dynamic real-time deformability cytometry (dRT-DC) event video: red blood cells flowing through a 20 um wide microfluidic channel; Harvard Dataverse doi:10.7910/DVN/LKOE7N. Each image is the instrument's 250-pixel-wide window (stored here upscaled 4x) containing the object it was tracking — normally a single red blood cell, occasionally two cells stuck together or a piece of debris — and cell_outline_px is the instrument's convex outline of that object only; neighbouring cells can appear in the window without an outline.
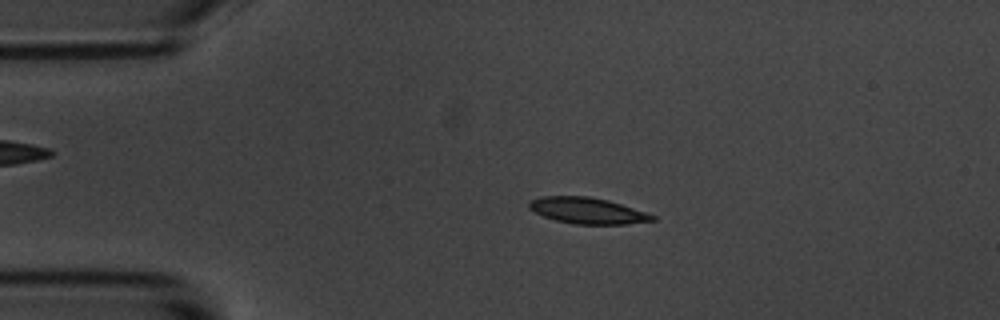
{"species": "common noctule bat (a hibernating species)", "species_latin": "Nyctalus noctula", "temperature_condition": "room temperature", "stored_images_in_passage": 55, "camera_frame_rate_fps": 3000, "um_per_image_px": 0.085, "animal": {"sex": "male", "body_mass_g": 20.1, "forearm_length_mm": 53.5}, "frame": {"image": 1, "passage_image": 11, "time_ms": 3.333, "image_size_px": [1000, 320], "cell_outline_px": [[656, 220], [624, 224], [576, 224], [556, 220], [544, 216], [528, 208], [528, 204], [532, 200], [540, 196], [588, 196], [608, 200], [656, 216]], "centroid_in_image_um": [49.91, 17.9], "position_along_channel_um": 35.1, "area_um2": 18.5}}
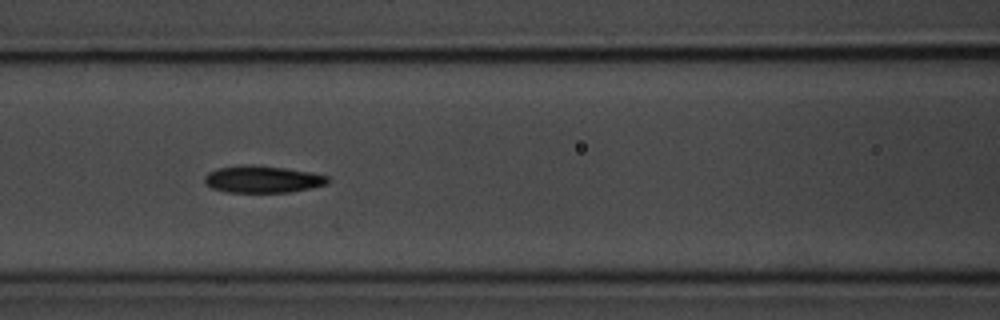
{"frame": {"image": 2, "passage_image": 23, "time_ms": 7.333, "image_size_px": [1000, 320], "cell_outline_px": [[328, 184], [312, 188], [288, 192], [228, 192], [212, 188], [204, 184], [204, 176], [208, 172], [216, 168], [240, 164], [252, 164], [284, 168], [308, 172], [328, 176]], "centroid_in_image_um": [22.26, 15.23], "position_along_channel_um": 144.3, "area_um2": 19.54}}
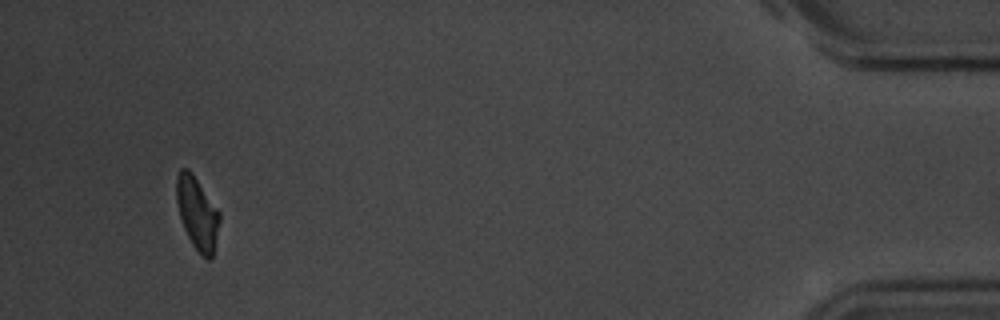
{"frame": {"image": 3, "passage_image": 52, "time_ms": 17.0, "image_size_px": [1000, 320], "cell_outline_px": [[220, 220], [212, 260], [208, 260], [192, 244], [184, 228], [180, 216], [176, 200], [176, 176], [180, 168], [188, 168], [192, 172], [220, 212]], "centroid_in_image_um": [16.76, 18.09], "position_along_channel_um": 418.4, "area_um2": 18.15}, "authors_computed_cell_mechanics": {"area_um2": 19.0162, "velocity_mm_per_s": 3.602, "shape_relaxation_time_tau1_ms": 3.7498, "shape_relaxation_time_tau2_ms": null, "deformation_change_tau1": 0.1492, "deformation_change_tau2": null}}